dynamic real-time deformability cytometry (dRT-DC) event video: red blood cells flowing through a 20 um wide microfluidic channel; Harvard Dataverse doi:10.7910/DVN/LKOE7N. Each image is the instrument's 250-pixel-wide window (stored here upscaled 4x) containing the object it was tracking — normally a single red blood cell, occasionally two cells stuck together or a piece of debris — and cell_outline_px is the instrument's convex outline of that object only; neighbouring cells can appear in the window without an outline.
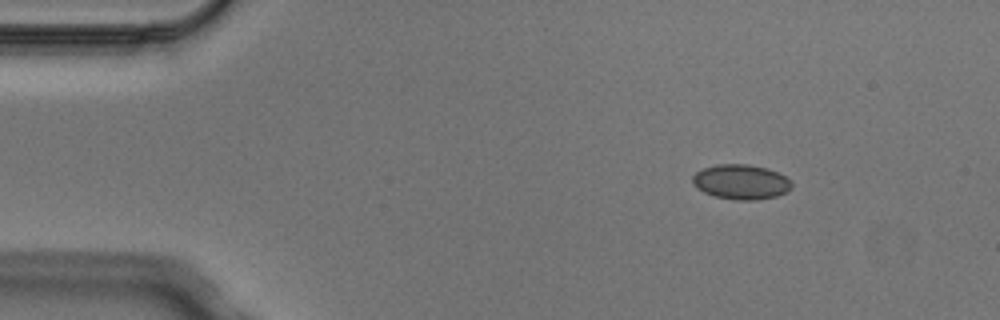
{"species": "Egyptian fruit bat (a non-hibernating species)", "species_latin": "Rousettus aegyptiacus", "temperature_condition": "cold", "stored_images_in_passage": 3, "camera_frame_rate_fps": 3000, "um_per_image_px": 0.085, "animal": {"sex": "male"}, "frame": {"image": 1, "passage_image": 1, "time_ms": 0.0, "image_size_px": [1000, 320], "cell_outline_px": [[792, 188], [776, 196], [756, 200], [736, 200], [716, 196], [704, 192], [696, 188], [692, 184], [692, 176], [696, 172], [704, 168], [716, 164], [748, 164], [768, 168], [784, 176], [792, 184]], "centroid_in_image_um": [62.95, 15.45], "position_along_channel_um": 22.0, "area_um2": 20.06}}
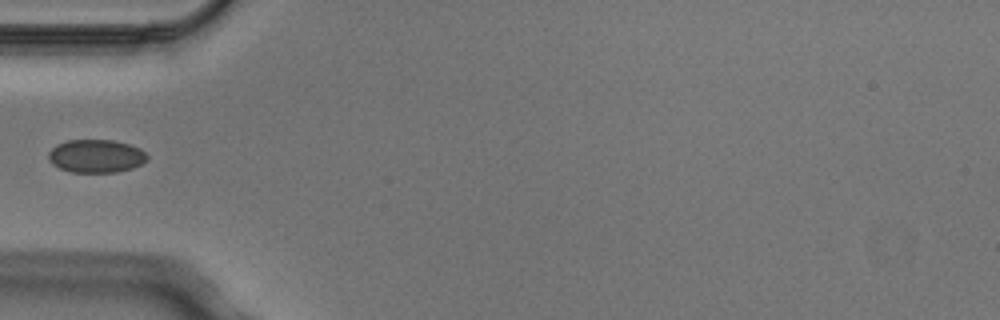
{"frame": {"image": 2, "passage_image": 3, "time_ms": 0.667, "image_size_px": [1000, 320], "cell_outline_px": [[148, 160], [132, 168], [116, 172], [72, 172], [60, 168], [52, 164], [48, 160], [48, 152], [56, 144], [68, 140], [112, 140], [128, 144], [140, 148], [148, 156]], "centroid_in_image_um": [8.15, 13.26], "position_along_channel_um": 76.9, "area_um2": 19.07}}